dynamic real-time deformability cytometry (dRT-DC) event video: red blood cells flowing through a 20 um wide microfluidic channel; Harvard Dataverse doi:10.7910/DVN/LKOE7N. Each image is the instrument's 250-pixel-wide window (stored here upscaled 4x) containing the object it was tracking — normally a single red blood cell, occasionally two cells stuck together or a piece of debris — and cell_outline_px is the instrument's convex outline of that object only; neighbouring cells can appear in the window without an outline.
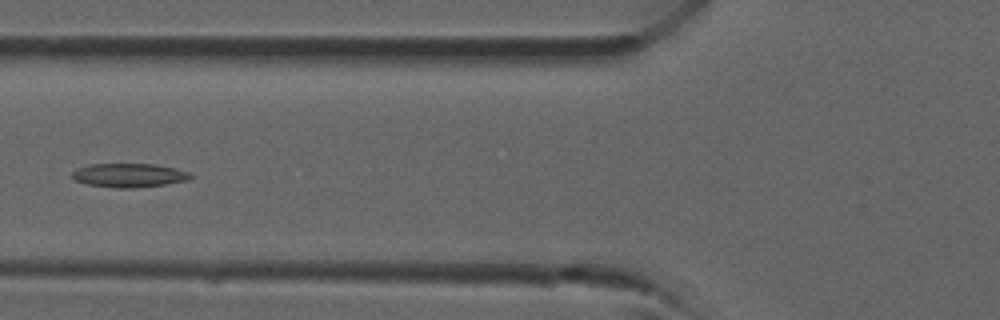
{"species": "common noctule bat (a hibernating species)", "species_latin": "Nyctalus noctula", "temperature_condition": "room temperature", "stored_images_in_passage": 38, "camera_frame_rate_fps": 3000, "um_per_image_px": 0.085, "animal": {"sex": "male", "forearm_length_mm": 52.5}, "frame": {"image": 1, "passage_image": 14, "time_ms": 4.333, "image_size_px": [1000, 320], "cell_outline_px": [[192, 176], [188, 180], [164, 184], [136, 188], [116, 188], [88, 184], [76, 180], [72, 176], [72, 172], [76, 168], [88, 164], [152, 164], [176, 168], [188, 172]], "centroid_in_image_um": [10.95, 14.89], "position_along_channel_um": 114.9, "area_um2": 16.36}}
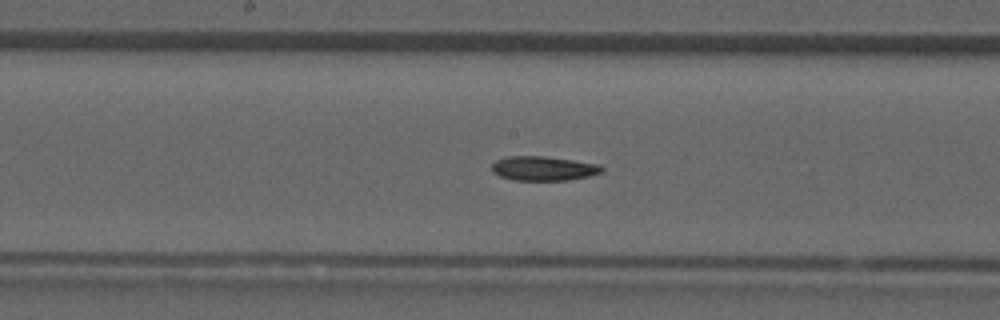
{"frame": {"image": 2, "passage_image": 19, "time_ms": 6.0, "image_size_px": [1000, 320], "cell_outline_px": [[604, 172], [588, 176], [568, 180], [512, 180], [500, 176], [492, 172], [492, 164], [496, 160], [508, 156], [548, 156], [600, 164], [604, 168]], "centroid_in_image_um": [46.22, 14.31], "position_along_channel_um": 202.0, "area_um2": 15.78}}
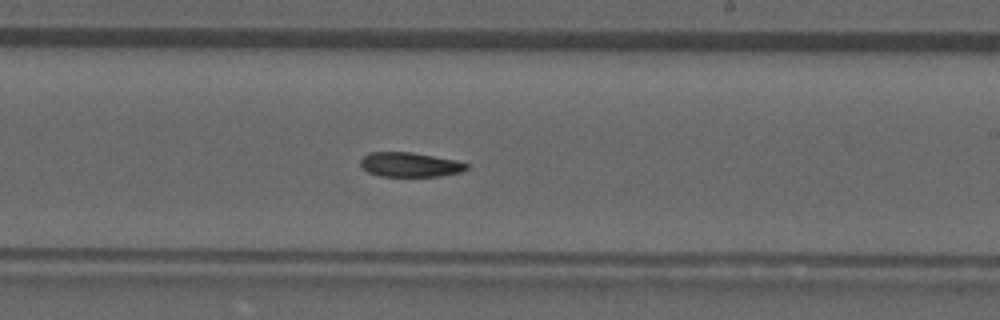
{"frame": {"image": 3, "passage_image": 22, "time_ms": 7.0, "image_size_px": [1000, 320], "cell_outline_px": [[468, 168], [460, 172], [440, 176], [380, 176], [368, 172], [360, 164], [360, 160], [368, 152], [412, 152], [456, 160], [468, 164]], "centroid_in_image_um": [34.84, 13.99], "position_along_channel_um": 254.2, "area_um2": 15.09}}